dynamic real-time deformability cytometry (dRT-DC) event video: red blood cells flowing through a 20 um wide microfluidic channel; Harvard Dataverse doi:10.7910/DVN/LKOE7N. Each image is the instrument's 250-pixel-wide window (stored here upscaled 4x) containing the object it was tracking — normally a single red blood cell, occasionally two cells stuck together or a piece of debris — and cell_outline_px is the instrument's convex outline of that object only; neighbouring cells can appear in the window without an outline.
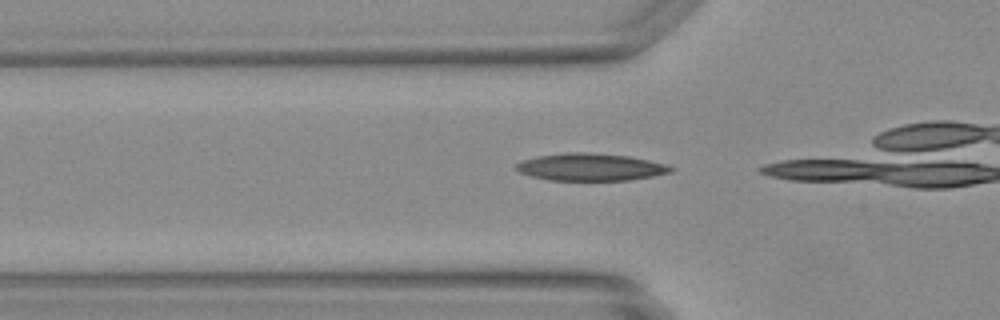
{"species": "Egyptian fruit bat (a non-hibernating species)", "species_latin": "Rousettus aegyptiacus", "temperature_condition": "warm", "stored_images_in_passage": 12, "camera_frame_rate_fps": 3000, "um_per_image_px": 0.085, "animal": {"sex": "female"}, "frame": {"image": 1, "passage_image": 10, "time_ms": 3.0, "image_size_px": [1000, 320], "cell_outline_px": [[676, 168], [672, 172], [652, 176], [628, 180], [548, 180], [532, 176], [520, 172], [516, 168], [516, 164], [524, 160], [536, 156], [572, 152], [584, 152], [628, 156], [648, 160], [664, 164]], "centroid_in_image_um": [50.21, 14.2], "position_along_channel_um": 75.6, "area_um2": 24.33}}